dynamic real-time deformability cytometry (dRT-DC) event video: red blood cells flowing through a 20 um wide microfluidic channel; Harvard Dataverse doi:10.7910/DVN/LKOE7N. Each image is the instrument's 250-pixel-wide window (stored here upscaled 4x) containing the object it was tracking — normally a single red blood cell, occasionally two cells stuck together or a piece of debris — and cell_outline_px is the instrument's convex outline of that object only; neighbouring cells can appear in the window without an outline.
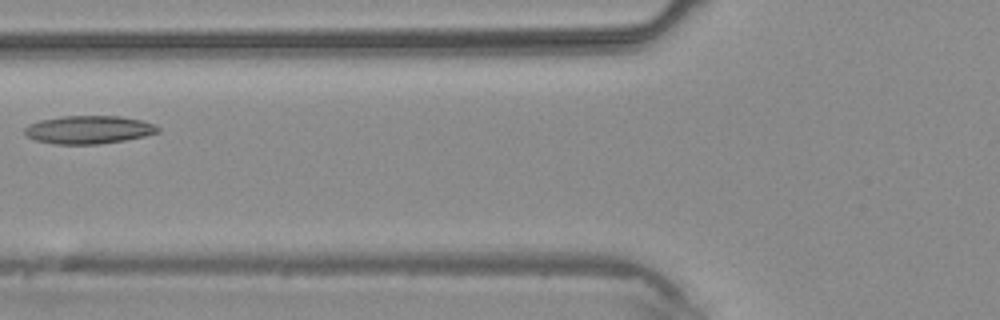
{"species": "common noctule bat (a hibernating species)", "species_latin": "Nyctalus noctula", "temperature_condition": "warm", "stored_images_in_passage": 4, "camera_frame_rate_fps": 3000, "um_per_image_px": 0.085, "animal": {"sex": "male", "body_mass_g": 20.4}, "frame": {"image": 1, "passage_image": 4, "time_ms": 3.333, "image_size_px": [1000, 320], "cell_outline_px": [[160, 132], [144, 136], [124, 140], [96, 144], [56, 144], [36, 140], [28, 136], [24, 132], [24, 128], [28, 124], [40, 120], [64, 116], [120, 116], [140, 120], [152, 124], [160, 128]], "centroid_in_image_um": [7.53, 11.02], "position_along_channel_um": 118.3, "area_um2": 21.62}}